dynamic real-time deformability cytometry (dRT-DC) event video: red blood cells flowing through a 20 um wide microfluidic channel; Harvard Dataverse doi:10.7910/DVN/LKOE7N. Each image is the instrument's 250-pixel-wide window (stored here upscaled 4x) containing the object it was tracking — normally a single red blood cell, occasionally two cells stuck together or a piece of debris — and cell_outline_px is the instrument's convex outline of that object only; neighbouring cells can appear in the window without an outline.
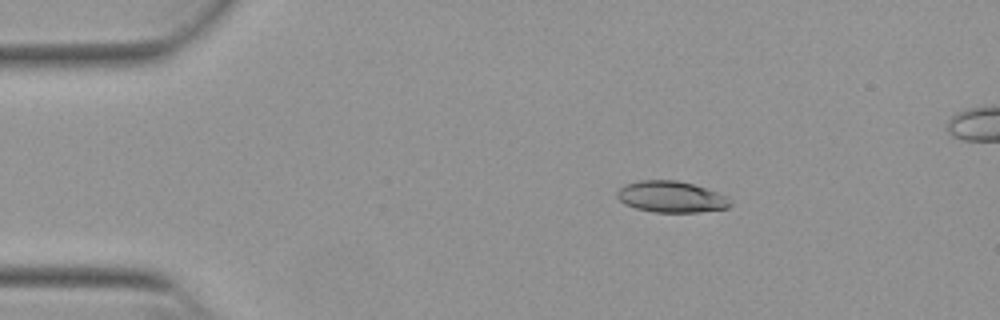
{"species": "Egyptian fruit bat (a non-hibernating species)", "species_latin": "Rousettus aegyptiacus", "temperature_condition": "warm", "stored_images_in_passage": 23, "camera_frame_rate_fps": 3000, "um_per_image_px": 0.085, "animal": {"sex": "female"}, "frame": {"image": 1, "passage_image": 2, "time_ms": 0.333, "image_size_px": [1000, 320], "cell_outline_px": [[732, 204], [728, 208], [700, 212], [656, 212], [636, 208], [624, 204], [616, 196], [616, 192], [624, 184], [640, 180], [676, 180], [692, 184], [716, 192], [732, 200]], "centroid_in_image_um": [57.03, 16.73], "position_along_channel_um": 28.0, "area_um2": 20.58}}
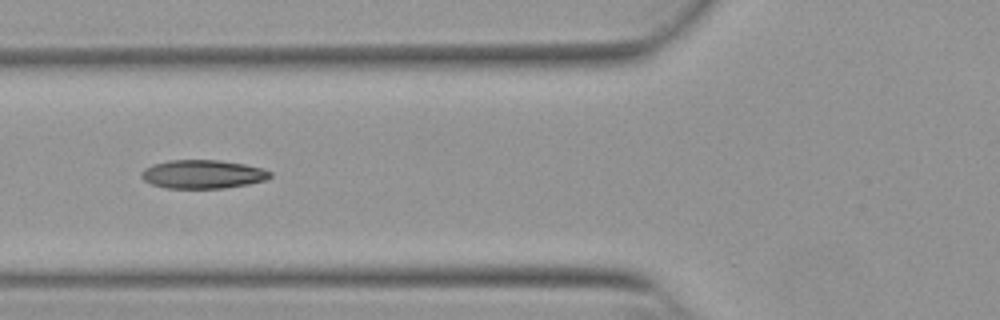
{"frame": {"image": 2, "passage_image": 13, "time_ms": 4.0, "image_size_px": [1000, 320], "cell_outline_px": [[272, 176], [264, 180], [248, 184], [224, 188], [164, 188], [152, 184], [144, 180], [140, 176], [140, 172], [144, 168], [152, 164], [168, 160], [220, 160], [244, 164], [260, 168], [272, 172]], "centroid_in_image_um": [17.19, 14.8], "position_along_channel_um": 108.6, "area_um2": 21.5}}
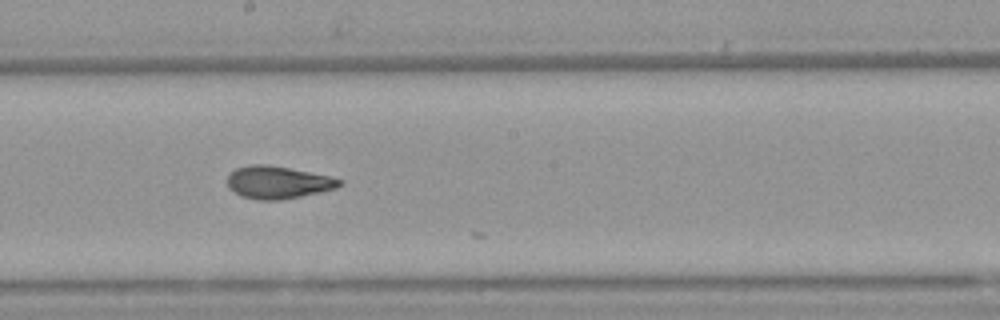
{"frame": {"image": 3, "passage_image": 22, "time_ms": 7.0, "image_size_px": [1000, 320], "cell_outline_px": [[344, 184], [336, 188], [320, 192], [280, 200], [256, 200], [240, 196], [228, 188], [228, 176], [236, 168], [252, 164], [264, 164], [288, 168], [328, 176], [344, 180]], "centroid_in_image_um": [23.61, 15.51], "position_along_channel_um": 224.6, "area_um2": 21.15}}